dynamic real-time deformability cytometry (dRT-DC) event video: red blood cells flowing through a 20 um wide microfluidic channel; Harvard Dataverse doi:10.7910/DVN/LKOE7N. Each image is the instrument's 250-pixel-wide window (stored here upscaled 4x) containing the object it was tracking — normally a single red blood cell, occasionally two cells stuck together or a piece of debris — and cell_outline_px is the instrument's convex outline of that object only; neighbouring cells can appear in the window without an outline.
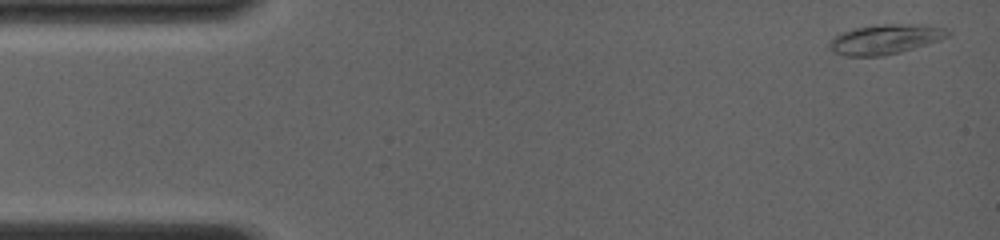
{"species": "common noctule bat (a hibernating species)", "species_latin": "Nyctalus noctula", "temperature_condition": "room temperature", "stored_images_in_passage": 12, "camera_frame_rate_fps": 4000, "um_per_image_px": 0.085, "animal": {"sex": "female", "body_mass_g": 19.0, "forearm_length_mm": 56.7}, "frame": {"image": 1, "passage_image": 1, "time_ms": 0.0, "image_size_px": [1000, 240], "cell_outline_px": [[952, 32], [948, 36], [940, 40], [928, 44], [900, 52], [884, 56], [844, 56], [832, 52], [828, 48], [828, 44], [836, 36], [844, 32], [856, 28], [884, 24], [920, 24], [944, 28]], "centroid_in_image_um": [75.26, 3.35], "position_along_channel_um": 9.7, "area_um2": 20.46}}
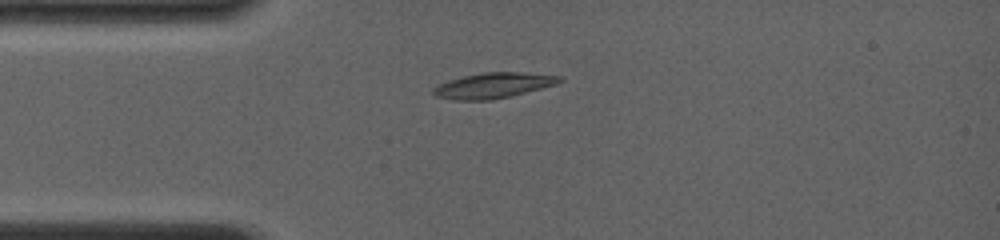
{"frame": {"image": 2, "passage_image": 8, "time_ms": 3.25, "image_size_px": [1000, 240], "cell_outline_px": [[564, 80], [556, 84], [492, 100], [452, 100], [436, 96], [432, 92], [432, 88], [448, 80], [464, 76], [484, 72], [520, 72], [560, 76]], "centroid_in_image_um": [41.89, 7.26], "position_along_channel_um": 43.1, "area_um2": 18.44}}
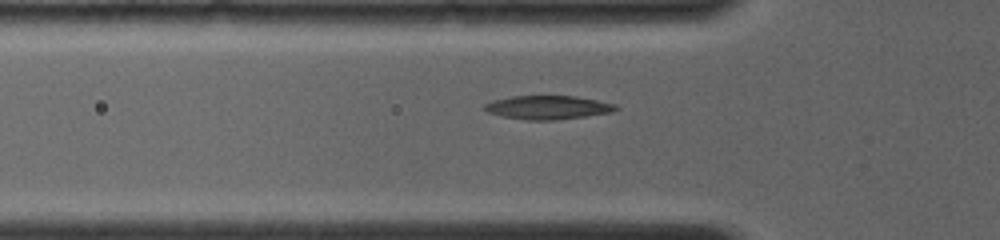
{"frame": {"image": 3, "passage_image": 11, "time_ms": 4.5, "image_size_px": [1000, 240], "cell_outline_px": [[620, 108], [612, 112], [556, 120], [528, 120], [500, 116], [488, 112], [484, 108], [484, 104], [492, 100], [512, 96], [576, 96], [616, 104]], "centroid_in_image_um": [46.56, 9.13], "position_along_channel_um": 79.2, "area_um2": 18.09}}